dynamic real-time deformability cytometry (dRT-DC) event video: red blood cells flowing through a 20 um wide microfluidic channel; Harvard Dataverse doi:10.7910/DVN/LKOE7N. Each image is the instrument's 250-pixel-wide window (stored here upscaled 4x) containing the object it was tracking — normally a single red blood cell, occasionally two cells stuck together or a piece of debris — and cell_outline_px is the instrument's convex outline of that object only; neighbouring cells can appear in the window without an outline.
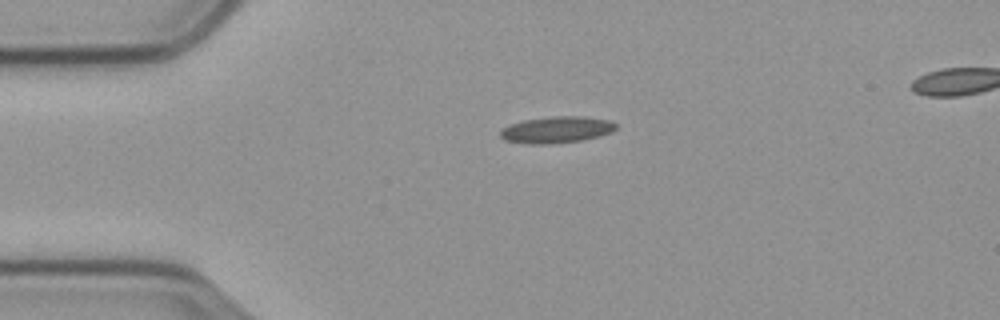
{"species": "common noctule bat (a hibernating species)", "species_latin": "Nyctalus noctula", "temperature_condition": "cold", "stored_images_in_passage": 46, "camera_frame_rate_fps": 3000, "um_per_image_px": 0.085, "animal": {"sex": "male", "body_mass_g": 23.1, "forearm_length_mm": 52.7}, "frame": {"image": 1, "passage_image": 1, "time_ms": 0.0, "image_size_px": [1000, 320], "cell_outline_px": [[616, 128], [612, 132], [600, 136], [580, 140], [548, 144], [528, 144], [504, 140], [500, 136], [500, 132], [504, 128], [512, 124], [524, 120], [552, 116], [584, 116], [612, 120], [616, 124]], "centroid_in_image_um": [47.35, 11.02], "position_along_channel_um": 37.7, "area_um2": 17.86}}
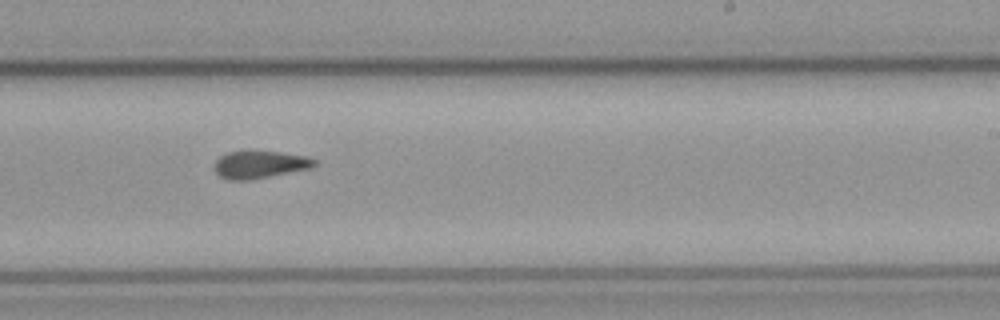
{"frame": {"image": 2, "passage_image": 23, "time_ms": 7.333, "image_size_px": [1000, 320], "cell_outline_px": [[316, 164], [312, 168], [248, 180], [228, 180], [220, 176], [212, 168], [216, 160], [220, 156], [228, 152], [280, 152], [308, 156], [316, 160]], "centroid_in_image_um": [22.08, 13.99], "position_along_channel_um": 266.9, "area_um2": 15.9}}
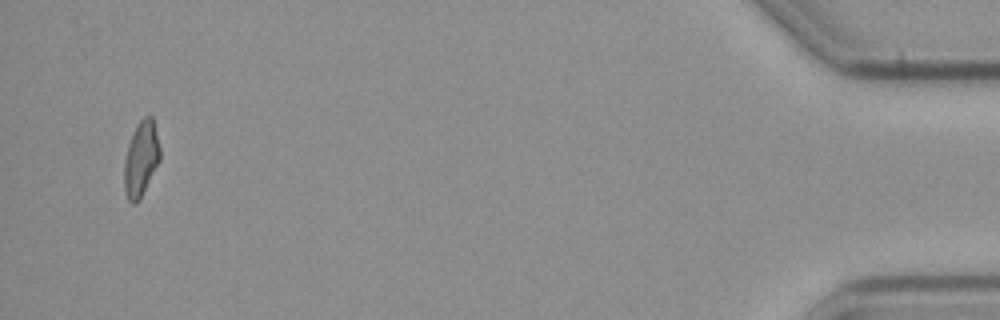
{"frame": {"image": 3, "passage_image": 44, "time_ms": 14.333, "image_size_px": [1000, 320], "cell_outline_px": [[160, 160], [140, 200], [136, 204], [132, 204], [128, 200], [124, 188], [124, 160], [128, 144], [140, 120], [144, 116], [152, 116], [160, 148]], "centroid_in_image_um": [11.98, 13.55], "position_along_channel_um": 423.2, "area_um2": 15.61}, "authors_computed_cell_mechanics": {"area_um2": 16.5019, "velocity_mm_per_s": 3.5271, "shape_relaxation_time_tau1_ms": null, "shape_relaxation_time_tau2_ms": 3.2409, "deformation_change_tau1": null, "deformation_change_tau2": 0.084}}